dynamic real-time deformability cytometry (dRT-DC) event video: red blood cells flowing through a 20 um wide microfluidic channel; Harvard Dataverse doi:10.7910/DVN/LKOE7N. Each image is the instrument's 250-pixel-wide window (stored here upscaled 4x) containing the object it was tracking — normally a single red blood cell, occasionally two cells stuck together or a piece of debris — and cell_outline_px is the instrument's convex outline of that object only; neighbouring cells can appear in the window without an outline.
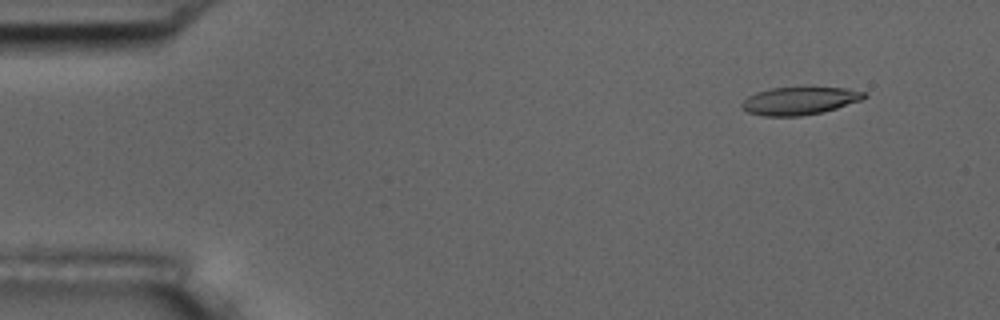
{"species": "common noctule bat (a hibernating species)", "species_latin": "Nyctalus noctula", "temperature_condition": "room temperature", "stored_images_in_passage": 5, "camera_frame_rate_fps": 3000, "um_per_image_px": 0.085, "animal": {"sex": "male", "body_mass_g": 17.5, "forearm_length_mm": 52.3}, "frame": {"image": 1, "passage_image": 2, "time_ms": 1.0, "image_size_px": [1000, 320], "cell_outline_px": [[868, 96], [860, 100], [824, 112], [800, 116], [764, 116], [748, 112], [740, 104], [748, 96], [756, 92], [772, 88], [812, 84], [844, 88], [868, 92]], "centroid_in_image_um": [68.01, 8.51], "position_along_channel_um": 17.0, "area_um2": 20.63}}
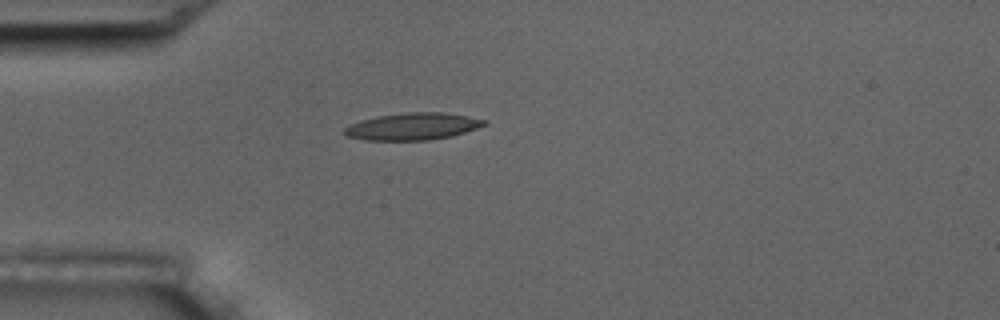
{"frame": {"image": 2, "passage_image": 5, "time_ms": 4.333, "image_size_px": [1000, 320], "cell_outline_px": [[488, 124], [452, 136], [428, 140], [364, 140], [348, 136], [344, 132], [344, 128], [348, 124], [360, 120], [376, 116], [404, 112], [444, 112], [468, 116], [488, 120]], "centroid_in_image_um": [35.08, 10.73], "position_along_channel_um": 49.9, "area_um2": 22.2}}